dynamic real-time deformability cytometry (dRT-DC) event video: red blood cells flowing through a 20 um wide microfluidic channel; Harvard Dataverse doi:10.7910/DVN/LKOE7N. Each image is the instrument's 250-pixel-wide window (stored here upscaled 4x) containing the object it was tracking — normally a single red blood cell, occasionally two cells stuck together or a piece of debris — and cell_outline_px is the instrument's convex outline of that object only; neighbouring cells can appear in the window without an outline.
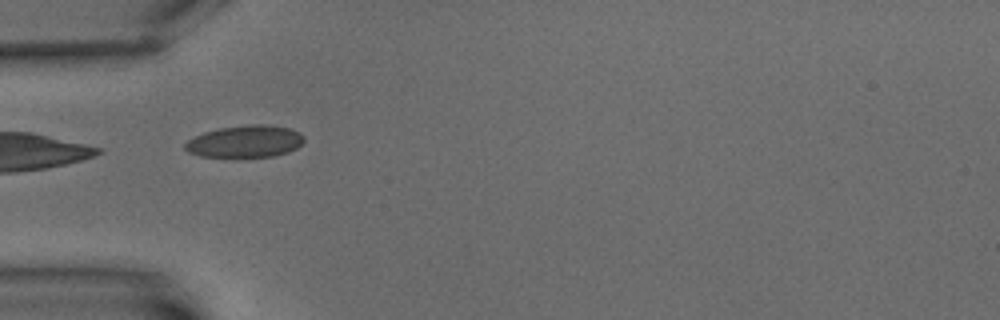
{"species": "common noctule bat (a hibernating species)", "species_latin": "Nyctalus noctula", "temperature_condition": "warm", "stored_images_in_passage": 6, "camera_frame_rate_fps": 3000, "um_per_image_px": 0.085, "animal": {"sex": "male", "body_mass_g": 15.6}, "frame": {"image": 1, "passage_image": 3, "time_ms": 2.333, "image_size_px": [1000, 320], "cell_outline_px": [[304, 140], [296, 148], [288, 152], [272, 156], [240, 160], [200, 156], [188, 152], [184, 148], [184, 144], [188, 140], [204, 132], [220, 128], [252, 124], [260, 124], [292, 128], [300, 132], [304, 136]], "centroid_in_image_um": [20.82, 12.07], "position_along_channel_um": 64.2, "area_um2": 23.0}}
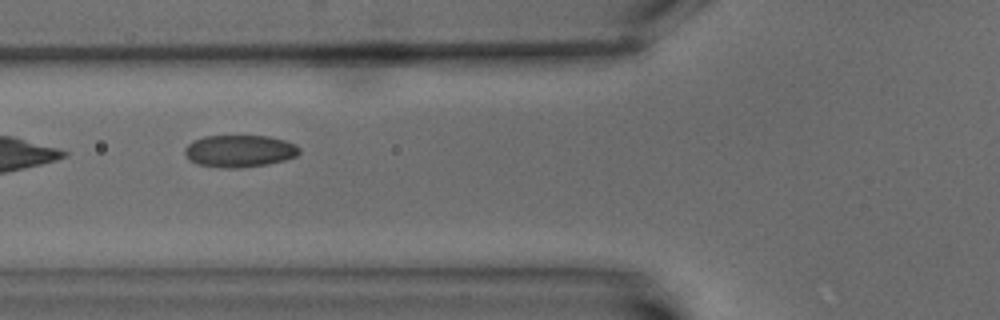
{"frame": {"image": 2, "passage_image": 4, "time_ms": 3.667, "image_size_px": [1000, 320], "cell_outline_px": [[300, 152], [296, 156], [284, 160], [268, 164], [236, 168], [224, 168], [196, 164], [188, 160], [184, 152], [184, 148], [188, 144], [204, 136], [268, 136], [284, 140], [296, 144], [300, 148]], "centroid_in_image_um": [20.35, 12.84], "position_along_channel_um": 105.4, "area_um2": 21.5}}
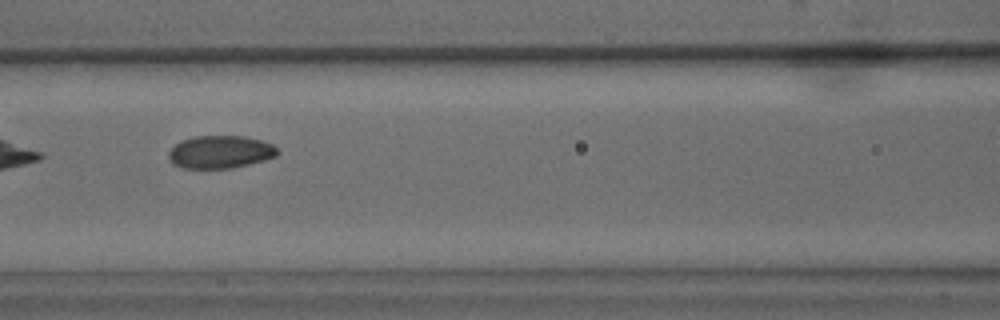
{"frame": {"image": 3, "passage_image": 5, "time_ms": 5.0, "image_size_px": [1000, 320], "cell_outline_px": [[280, 152], [276, 156], [264, 160], [232, 168], [184, 168], [172, 164], [168, 160], [168, 152], [176, 144], [184, 140], [196, 136], [244, 136], [260, 140], [272, 144]], "centroid_in_image_um": [18.71, 12.92], "position_along_channel_um": 147.9, "area_um2": 20.69}}